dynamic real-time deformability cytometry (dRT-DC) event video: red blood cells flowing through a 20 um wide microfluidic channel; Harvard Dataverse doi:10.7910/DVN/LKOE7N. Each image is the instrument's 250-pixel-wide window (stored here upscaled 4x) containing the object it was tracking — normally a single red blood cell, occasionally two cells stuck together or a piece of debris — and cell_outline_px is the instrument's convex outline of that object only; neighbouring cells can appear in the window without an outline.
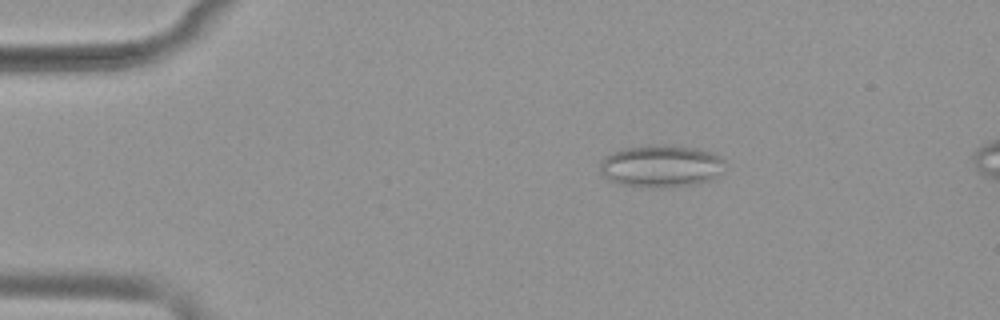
{"species": "common noctule bat (a hibernating species)", "species_latin": "Nyctalus noctula", "temperature_condition": "warm", "stored_images_in_passage": 51, "camera_frame_rate_fps": 3000, "um_per_image_px": 0.085, "animal": {"sex": "female", "body_mass_g": 19.9}, "frame": {"image": 1, "passage_image": 9, "time_ms": 2.667, "image_size_px": [1000, 320], "cell_outline_px": [[724, 160], [720, 172], [712, 180], [696, 184], [664, 188], [652, 188], [620, 184], [608, 180], [600, 172], [600, 160], [604, 156], [612, 152], [624, 148], [648, 144], [668, 144], [692, 148], [712, 152]], "centroid_in_image_um": [56.14, 14.12], "position_along_channel_um": 28.9, "area_um2": 31.15}}
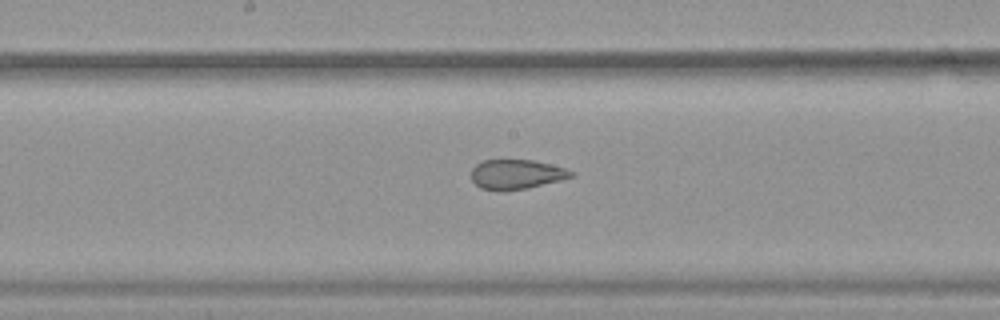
{"frame": {"image": 2, "passage_image": 27, "time_ms": 8.667, "image_size_px": [1000, 320], "cell_outline_px": [[576, 176], [528, 188], [504, 192], [500, 192], [480, 188], [472, 180], [472, 168], [476, 164], [484, 160], [532, 160], [564, 168], [576, 172]], "centroid_in_image_um": [43.89, 14.84], "position_along_channel_um": 204.3, "area_um2": 17.4}}
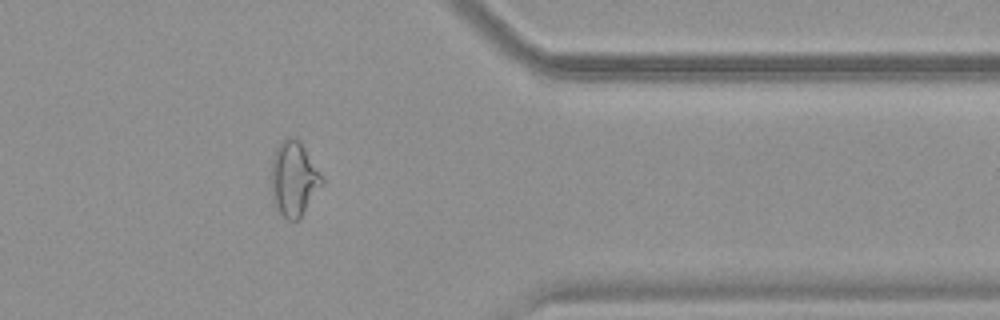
{"frame": {"image": 3, "passage_image": 42, "time_ms": 13.667, "image_size_px": [1000, 320], "cell_outline_px": [[324, 184], [300, 220], [288, 220], [280, 212], [276, 204], [272, 188], [272, 160], [276, 148], [280, 140], [292, 136], [300, 140], [324, 180]], "centroid_in_image_um": [25.02, 15.19], "position_along_channel_um": 386.4, "area_um2": 21.96}, "authors_computed_cell_mechanics": {"area_um2": 23.12, "velocity_mm_per_s": 3.9129, "shape_relaxation_time_tau1_ms": null, "shape_relaxation_time_tau2_ms": 1.2148, "deformation_change_tau1": null, "deformation_change_tau2": 0.0869}}